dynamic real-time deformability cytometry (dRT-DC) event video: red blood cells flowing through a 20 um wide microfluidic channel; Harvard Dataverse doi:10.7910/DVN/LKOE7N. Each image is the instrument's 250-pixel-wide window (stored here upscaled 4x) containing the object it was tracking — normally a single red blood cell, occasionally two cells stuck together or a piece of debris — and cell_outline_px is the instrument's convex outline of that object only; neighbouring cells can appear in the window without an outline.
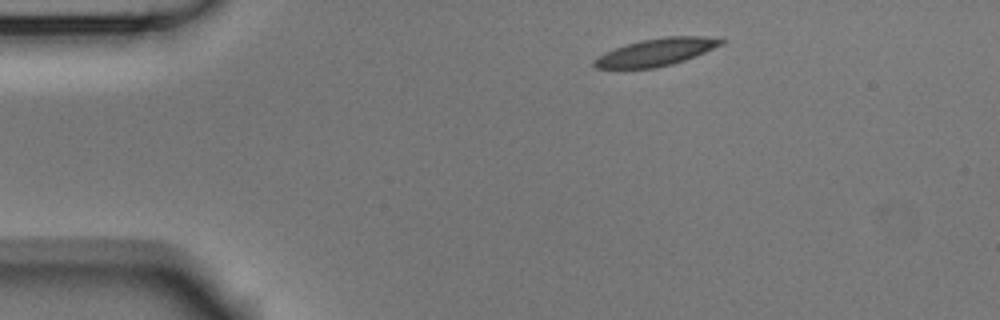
{"species": "Egyptian fruit bat (a non-hibernating species)", "species_latin": "Rousettus aegyptiacus", "temperature_condition": "room temperature", "stored_images_in_passage": 4, "camera_frame_rate_fps": 3000, "um_per_image_px": 0.085, "animal": {"sex": "male"}, "frame": {"image": 1, "passage_image": 1, "time_ms": 0.0, "image_size_px": [1000, 320], "cell_outline_px": [[728, 40], [724, 44], [684, 60], [672, 64], [656, 68], [596, 68], [592, 64], [592, 60], [604, 52], [640, 40], [664, 36], [704, 36]], "centroid_in_image_um": [55.78, 4.42], "position_along_channel_um": 29.2, "area_um2": 20.23}}
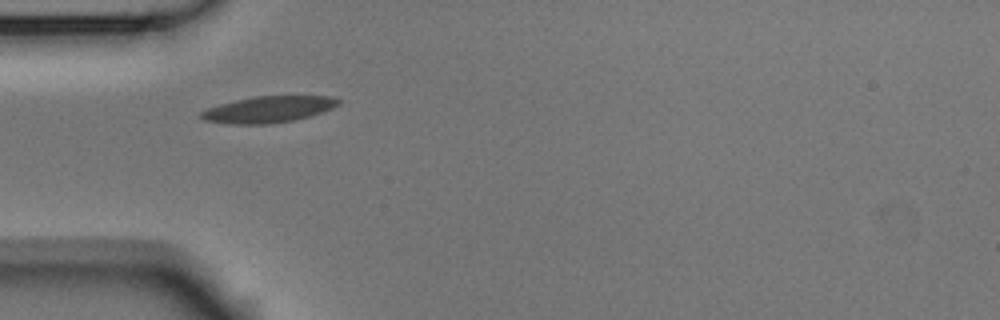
{"frame": {"image": 2, "passage_image": 3, "time_ms": 0.667, "image_size_px": [1000, 320], "cell_outline_px": [[340, 104], [332, 108], [308, 116], [292, 120], [268, 124], [232, 124], [204, 120], [200, 116], [200, 112], [208, 108], [220, 104], [236, 100], [256, 96], [332, 96], [340, 100]], "centroid_in_image_um": [22.81, 9.29], "position_along_channel_um": 62.2, "area_um2": 20.81}}
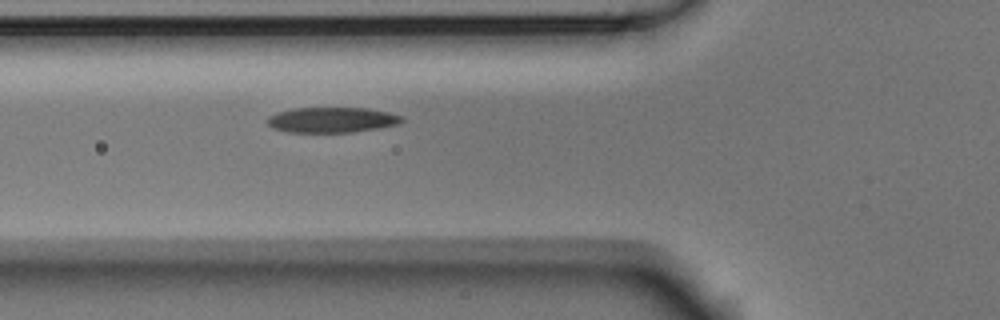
{"frame": {"image": 3, "passage_image": 4, "time_ms": 1.0, "image_size_px": [1000, 320], "cell_outline_px": [[404, 120], [396, 124], [380, 128], [352, 132], [288, 132], [272, 128], [268, 124], [268, 116], [276, 112], [292, 108], [368, 108], [388, 112], [404, 116]], "centroid_in_image_um": [28.21, 10.18], "position_along_channel_um": 97.6, "area_um2": 19.94}}